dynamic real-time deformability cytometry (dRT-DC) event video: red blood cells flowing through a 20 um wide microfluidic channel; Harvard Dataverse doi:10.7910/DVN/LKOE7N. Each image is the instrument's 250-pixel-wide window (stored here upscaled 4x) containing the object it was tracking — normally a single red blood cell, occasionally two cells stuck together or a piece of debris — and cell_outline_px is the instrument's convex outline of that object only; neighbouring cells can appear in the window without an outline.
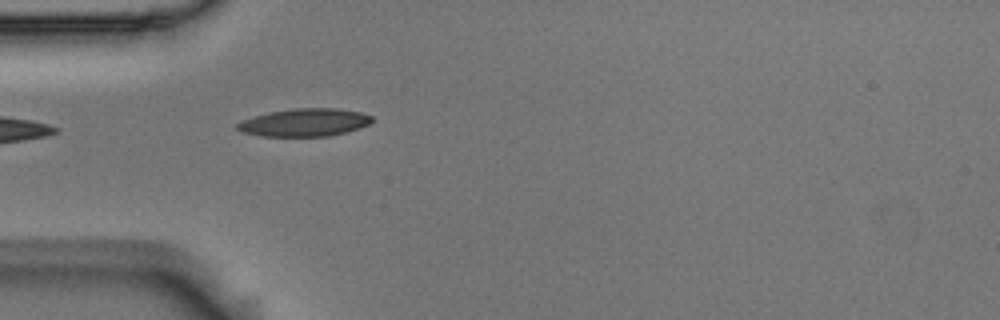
{"species": "Egyptian fruit bat (a non-hibernating species)", "species_latin": "Rousettus aegyptiacus", "temperature_condition": "room temperature", "stored_images_in_passage": 39, "camera_frame_rate_fps": 3000, "um_per_image_px": 0.085, "animal": {"sex": "male"}, "frame": {"image": 1, "passage_image": 1, "time_ms": 0.0, "image_size_px": [1000, 320], "cell_outline_px": [[372, 120], [368, 124], [360, 128], [328, 136], [260, 136], [240, 132], [236, 128], [236, 124], [244, 120], [268, 112], [296, 108], [336, 108], [360, 112], [372, 116]], "centroid_in_image_um": [25.87, 10.41], "position_along_channel_um": 59.1, "area_um2": 21.68}}
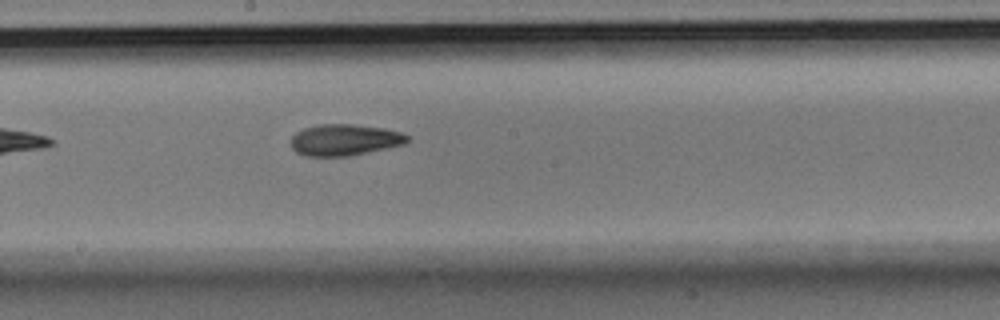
{"frame": {"image": 2, "passage_image": 14, "time_ms": 4.333, "image_size_px": [1000, 320], "cell_outline_px": [[408, 140], [404, 144], [388, 148], [352, 156], [304, 156], [296, 152], [292, 148], [292, 136], [296, 132], [304, 128], [320, 124], [352, 124], [384, 128], [400, 132], [408, 136]], "centroid_in_image_um": [29.29, 11.9], "position_along_channel_um": 218.9, "area_um2": 21.33}}
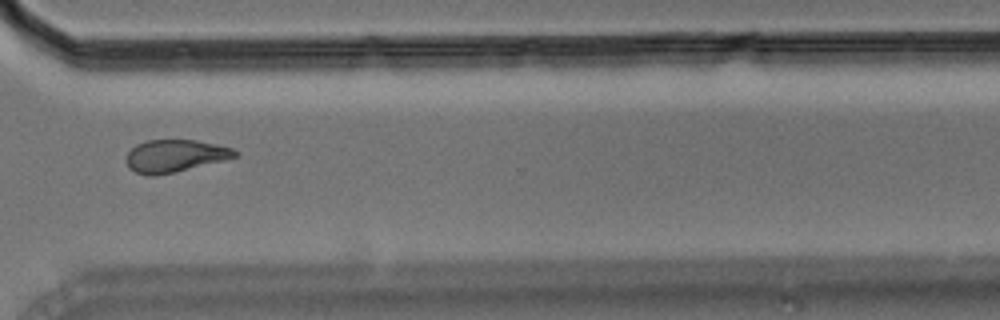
{"frame": {"image": 3, "passage_image": 25, "time_ms": 8.0, "image_size_px": [1000, 320], "cell_outline_px": [[240, 152], [236, 156], [224, 160], [176, 172], [156, 176], [148, 176], [136, 172], [128, 168], [124, 160], [128, 152], [136, 144], [148, 140], [196, 140], [216, 144], [232, 148]], "centroid_in_image_um": [14.84, 13.26], "position_along_channel_um": 355.8, "area_um2": 20.69}, "authors_computed_cell_mechanics": {"area_um2": 21.097, "velocity_mm_per_s": 3.7372, "shape_relaxation_time_tau1_ms": 5.7051, "shape_relaxation_time_tau2_ms": 3.7822, "deformation_change_tau1": 0.1425, "deformation_change_tau2": 0.1}}